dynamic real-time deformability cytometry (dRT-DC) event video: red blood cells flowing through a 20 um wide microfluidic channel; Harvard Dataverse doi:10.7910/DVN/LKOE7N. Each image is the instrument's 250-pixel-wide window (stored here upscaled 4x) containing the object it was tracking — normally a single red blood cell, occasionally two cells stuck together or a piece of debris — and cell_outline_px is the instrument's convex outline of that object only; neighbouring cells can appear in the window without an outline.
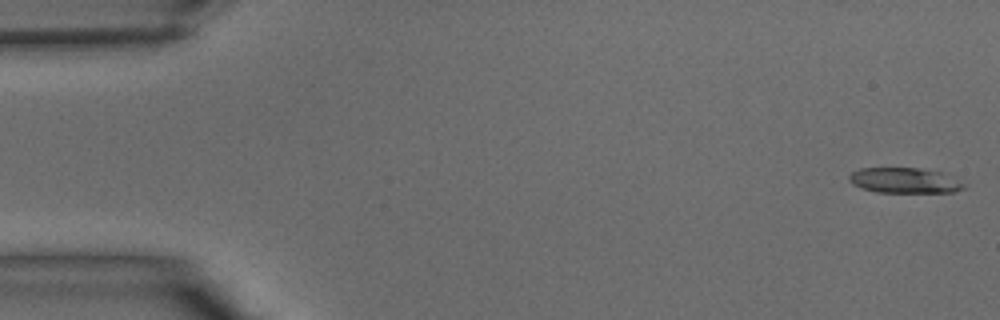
{"species": "common noctule bat (a hibernating species)", "species_latin": "Nyctalus noctula", "temperature_condition": "warm", "stored_images_in_passage": 8, "camera_frame_rate_fps": 3000, "um_per_image_px": 0.085, "animal": {"sex": "male", "body_mass_g": 15.6}, "frame": {"image": 1, "passage_image": 1, "time_ms": 0.0, "image_size_px": [1000, 320], "cell_outline_px": [[968, 188], [956, 192], [876, 192], [852, 184], [848, 180], [848, 176], [852, 172], [860, 168], [916, 168], [944, 172], [968, 184]], "centroid_in_image_um": [76.98, 15.34], "position_along_channel_um": 8.0, "area_um2": 17.22}}